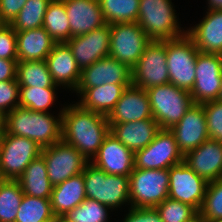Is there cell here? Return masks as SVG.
<instances>
[{"mask_svg":"<svg viewBox=\"0 0 222 222\" xmlns=\"http://www.w3.org/2000/svg\"><path fill=\"white\" fill-rule=\"evenodd\" d=\"M110 133L107 116L86 110L77 102L62 111V140L90 162Z\"/></svg>","mask_w":222,"mask_h":222,"instance_id":"1","label":"cell"},{"mask_svg":"<svg viewBox=\"0 0 222 222\" xmlns=\"http://www.w3.org/2000/svg\"><path fill=\"white\" fill-rule=\"evenodd\" d=\"M62 110L58 117L50 112L16 107L6 115L5 132L22 136L45 148L62 140Z\"/></svg>","mask_w":222,"mask_h":222,"instance_id":"2","label":"cell"},{"mask_svg":"<svg viewBox=\"0 0 222 222\" xmlns=\"http://www.w3.org/2000/svg\"><path fill=\"white\" fill-rule=\"evenodd\" d=\"M171 0H140L137 23L151 40L164 41L183 37Z\"/></svg>","mask_w":222,"mask_h":222,"instance_id":"3","label":"cell"},{"mask_svg":"<svg viewBox=\"0 0 222 222\" xmlns=\"http://www.w3.org/2000/svg\"><path fill=\"white\" fill-rule=\"evenodd\" d=\"M86 198L96 200L111 211L130 205L129 177L110 175L88 162L83 170ZM129 203V204H128Z\"/></svg>","mask_w":222,"mask_h":222,"instance_id":"4","label":"cell"},{"mask_svg":"<svg viewBox=\"0 0 222 222\" xmlns=\"http://www.w3.org/2000/svg\"><path fill=\"white\" fill-rule=\"evenodd\" d=\"M153 119L160 129H170L185 115L194 104L189 91L180 89L172 83L146 89Z\"/></svg>","mask_w":222,"mask_h":222,"instance_id":"5","label":"cell"},{"mask_svg":"<svg viewBox=\"0 0 222 222\" xmlns=\"http://www.w3.org/2000/svg\"><path fill=\"white\" fill-rule=\"evenodd\" d=\"M169 169H136L129 176L130 207L152 208L168 198Z\"/></svg>","mask_w":222,"mask_h":222,"instance_id":"6","label":"cell"},{"mask_svg":"<svg viewBox=\"0 0 222 222\" xmlns=\"http://www.w3.org/2000/svg\"><path fill=\"white\" fill-rule=\"evenodd\" d=\"M199 50L186 34L183 37L166 40V59L169 83L191 92L196 77V58Z\"/></svg>","mask_w":222,"mask_h":222,"instance_id":"7","label":"cell"},{"mask_svg":"<svg viewBox=\"0 0 222 222\" xmlns=\"http://www.w3.org/2000/svg\"><path fill=\"white\" fill-rule=\"evenodd\" d=\"M41 152L42 148L33 140L5 132L0 138L1 179L17 180Z\"/></svg>","mask_w":222,"mask_h":222,"instance_id":"8","label":"cell"},{"mask_svg":"<svg viewBox=\"0 0 222 222\" xmlns=\"http://www.w3.org/2000/svg\"><path fill=\"white\" fill-rule=\"evenodd\" d=\"M151 41L137 22L111 24L109 56L132 69Z\"/></svg>","mask_w":222,"mask_h":222,"instance_id":"9","label":"cell"},{"mask_svg":"<svg viewBox=\"0 0 222 222\" xmlns=\"http://www.w3.org/2000/svg\"><path fill=\"white\" fill-rule=\"evenodd\" d=\"M132 70V85L149 89L169 83L166 40H152Z\"/></svg>","mask_w":222,"mask_h":222,"instance_id":"10","label":"cell"},{"mask_svg":"<svg viewBox=\"0 0 222 222\" xmlns=\"http://www.w3.org/2000/svg\"><path fill=\"white\" fill-rule=\"evenodd\" d=\"M183 157L173 133L169 129H160L150 144L134 153V168L169 169L183 162Z\"/></svg>","mask_w":222,"mask_h":222,"instance_id":"11","label":"cell"},{"mask_svg":"<svg viewBox=\"0 0 222 222\" xmlns=\"http://www.w3.org/2000/svg\"><path fill=\"white\" fill-rule=\"evenodd\" d=\"M41 155L45 160L48 178L53 187L82 173L88 163L81 153L63 140L42 148Z\"/></svg>","mask_w":222,"mask_h":222,"instance_id":"12","label":"cell"},{"mask_svg":"<svg viewBox=\"0 0 222 222\" xmlns=\"http://www.w3.org/2000/svg\"><path fill=\"white\" fill-rule=\"evenodd\" d=\"M195 70L194 87L190 92L193 103L218 100L222 81V55L199 51Z\"/></svg>","mask_w":222,"mask_h":222,"instance_id":"13","label":"cell"},{"mask_svg":"<svg viewBox=\"0 0 222 222\" xmlns=\"http://www.w3.org/2000/svg\"><path fill=\"white\" fill-rule=\"evenodd\" d=\"M208 182L184 162L169 168L168 197L191 205L200 211Z\"/></svg>","mask_w":222,"mask_h":222,"instance_id":"14","label":"cell"},{"mask_svg":"<svg viewBox=\"0 0 222 222\" xmlns=\"http://www.w3.org/2000/svg\"><path fill=\"white\" fill-rule=\"evenodd\" d=\"M106 84H132V70L108 56L81 70L75 92L81 95L87 88Z\"/></svg>","mask_w":222,"mask_h":222,"instance_id":"15","label":"cell"},{"mask_svg":"<svg viewBox=\"0 0 222 222\" xmlns=\"http://www.w3.org/2000/svg\"><path fill=\"white\" fill-rule=\"evenodd\" d=\"M77 65L82 70L97 60L109 56L110 25L94 29L84 35L70 38L67 42Z\"/></svg>","mask_w":222,"mask_h":222,"instance_id":"16","label":"cell"},{"mask_svg":"<svg viewBox=\"0 0 222 222\" xmlns=\"http://www.w3.org/2000/svg\"><path fill=\"white\" fill-rule=\"evenodd\" d=\"M175 136L178 149L183 156L207 139L206 116L202 104H192L182 119L169 129Z\"/></svg>","mask_w":222,"mask_h":222,"instance_id":"17","label":"cell"},{"mask_svg":"<svg viewBox=\"0 0 222 222\" xmlns=\"http://www.w3.org/2000/svg\"><path fill=\"white\" fill-rule=\"evenodd\" d=\"M90 162L107 174L129 177L134 170V153L109 133Z\"/></svg>","mask_w":222,"mask_h":222,"instance_id":"18","label":"cell"},{"mask_svg":"<svg viewBox=\"0 0 222 222\" xmlns=\"http://www.w3.org/2000/svg\"><path fill=\"white\" fill-rule=\"evenodd\" d=\"M144 119H153L150 101L145 89L130 85L116 106L107 116L109 124H120Z\"/></svg>","mask_w":222,"mask_h":222,"instance_id":"19","label":"cell"},{"mask_svg":"<svg viewBox=\"0 0 222 222\" xmlns=\"http://www.w3.org/2000/svg\"><path fill=\"white\" fill-rule=\"evenodd\" d=\"M183 162L208 183L222 178V142L207 139L186 153Z\"/></svg>","mask_w":222,"mask_h":222,"instance_id":"20","label":"cell"},{"mask_svg":"<svg viewBox=\"0 0 222 222\" xmlns=\"http://www.w3.org/2000/svg\"><path fill=\"white\" fill-rule=\"evenodd\" d=\"M47 66L53 82L75 91L81 76V69L73 57L71 48L66 42L56 43L46 57Z\"/></svg>","mask_w":222,"mask_h":222,"instance_id":"21","label":"cell"},{"mask_svg":"<svg viewBox=\"0 0 222 222\" xmlns=\"http://www.w3.org/2000/svg\"><path fill=\"white\" fill-rule=\"evenodd\" d=\"M70 24V38L104 26L99 0H64Z\"/></svg>","mask_w":222,"mask_h":222,"instance_id":"22","label":"cell"},{"mask_svg":"<svg viewBox=\"0 0 222 222\" xmlns=\"http://www.w3.org/2000/svg\"><path fill=\"white\" fill-rule=\"evenodd\" d=\"M207 10L200 23L187 29V35L200 52L222 55V9Z\"/></svg>","mask_w":222,"mask_h":222,"instance_id":"23","label":"cell"},{"mask_svg":"<svg viewBox=\"0 0 222 222\" xmlns=\"http://www.w3.org/2000/svg\"><path fill=\"white\" fill-rule=\"evenodd\" d=\"M109 125L110 133L133 153L150 144L160 130L154 119Z\"/></svg>","mask_w":222,"mask_h":222,"instance_id":"24","label":"cell"},{"mask_svg":"<svg viewBox=\"0 0 222 222\" xmlns=\"http://www.w3.org/2000/svg\"><path fill=\"white\" fill-rule=\"evenodd\" d=\"M16 40L18 62L46 60L57 43L43 27L17 31Z\"/></svg>","mask_w":222,"mask_h":222,"instance_id":"25","label":"cell"},{"mask_svg":"<svg viewBox=\"0 0 222 222\" xmlns=\"http://www.w3.org/2000/svg\"><path fill=\"white\" fill-rule=\"evenodd\" d=\"M86 199L83 172L74 175L52 188L51 207L55 217L61 218Z\"/></svg>","mask_w":222,"mask_h":222,"instance_id":"26","label":"cell"},{"mask_svg":"<svg viewBox=\"0 0 222 222\" xmlns=\"http://www.w3.org/2000/svg\"><path fill=\"white\" fill-rule=\"evenodd\" d=\"M132 84H106L87 88L77 102L82 108L108 116L121 98L123 91Z\"/></svg>","mask_w":222,"mask_h":222,"instance_id":"27","label":"cell"},{"mask_svg":"<svg viewBox=\"0 0 222 222\" xmlns=\"http://www.w3.org/2000/svg\"><path fill=\"white\" fill-rule=\"evenodd\" d=\"M17 181L25 195L50 199L53 186L48 178L46 163L42 155L26 167Z\"/></svg>","mask_w":222,"mask_h":222,"instance_id":"28","label":"cell"},{"mask_svg":"<svg viewBox=\"0 0 222 222\" xmlns=\"http://www.w3.org/2000/svg\"><path fill=\"white\" fill-rule=\"evenodd\" d=\"M16 79L20 87H58L53 82L46 60L17 62Z\"/></svg>","mask_w":222,"mask_h":222,"instance_id":"29","label":"cell"},{"mask_svg":"<svg viewBox=\"0 0 222 222\" xmlns=\"http://www.w3.org/2000/svg\"><path fill=\"white\" fill-rule=\"evenodd\" d=\"M42 27L57 43L70 39V24L64 0H52L49 3Z\"/></svg>","mask_w":222,"mask_h":222,"instance_id":"30","label":"cell"},{"mask_svg":"<svg viewBox=\"0 0 222 222\" xmlns=\"http://www.w3.org/2000/svg\"><path fill=\"white\" fill-rule=\"evenodd\" d=\"M50 199L23 195L15 222H55Z\"/></svg>","mask_w":222,"mask_h":222,"instance_id":"31","label":"cell"},{"mask_svg":"<svg viewBox=\"0 0 222 222\" xmlns=\"http://www.w3.org/2000/svg\"><path fill=\"white\" fill-rule=\"evenodd\" d=\"M140 0H99L105 23L137 22Z\"/></svg>","mask_w":222,"mask_h":222,"instance_id":"32","label":"cell"},{"mask_svg":"<svg viewBox=\"0 0 222 222\" xmlns=\"http://www.w3.org/2000/svg\"><path fill=\"white\" fill-rule=\"evenodd\" d=\"M52 0H27L23 8L9 24L16 32L43 26L45 12Z\"/></svg>","mask_w":222,"mask_h":222,"instance_id":"33","label":"cell"},{"mask_svg":"<svg viewBox=\"0 0 222 222\" xmlns=\"http://www.w3.org/2000/svg\"><path fill=\"white\" fill-rule=\"evenodd\" d=\"M23 195L17 180H0V222H15Z\"/></svg>","mask_w":222,"mask_h":222,"instance_id":"34","label":"cell"},{"mask_svg":"<svg viewBox=\"0 0 222 222\" xmlns=\"http://www.w3.org/2000/svg\"><path fill=\"white\" fill-rule=\"evenodd\" d=\"M56 87H20L19 106L38 112H49L56 101Z\"/></svg>","mask_w":222,"mask_h":222,"instance_id":"35","label":"cell"},{"mask_svg":"<svg viewBox=\"0 0 222 222\" xmlns=\"http://www.w3.org/2000/svg\"><path fill=\"white\" fill-rule=\"evenodd\" d=\"M109 207L86 198L81 204L68 211L61 219L65 222H107Z\"/></svg>","mask_w":222,"mask_h":222,"instance_id":"36","label":"cell"},{"mask_svg":"<svg viewBox=\"0 0 222 222\" xmlns=\"http://www.w3.org/2000/svg\"><path fill=\"white\" fill-rule=\"evenodd\" d=\"M199 216L205 222L222 220V178L208 183Z\"/></svg>","mask_w":222,"mask_h":222,"instance_id":"37","label":"cell"},{"mask_svg":"<svg viewBox=\"0 0 222 222\" xmlns=\"http://www.w3.org/2000/svg\"><path fill=\"white\" fill-rule=\"evenodd\" d=\"M155 208L163 222H191L199 215V212L191 205L169 197Z\"/></svg>","mask_w":222,"mask_h":222,"instance_id":"38","label":"cell"},{"mask_svg":"<svg viewBox=\"0 0 222 222\" xmlns=\"http://www.w3.org/2000/svg\"><path fill=\"white\" fill-rule=\"evenodd\" d=\"M207 123L209 139L222 142V101L215 100L202 104Z\"/></svg>","mask_w":222,"mask_h":222,"instance_id":"39","label":"cell"},{"mask_svg":"<svg viewBox=\"0 0 222 222\" xmlns=\"http://www.w3.org/2000/svg\"><path fill=\"white\" fill-rule=\"evenodd\" d=\"M20 86L16 80L0 82V112L7 115L19 107Z\"/></svg>","mask_w":222,"mask_h":222,"instance_id":"40","label":"cell"},{"mask_svg":"<svg viewBox=\"0 0 222 222\" xmlns=\"http://www.w3.org/2000/svg\"><path fill=\"white\" fill-rule=\"evenodd\" d=\"M0 58L17 60L16 31L9 24L0 26Z\"/></svg>","mask_w":222,"mask_h":222,"instance_id":"41","label":"cell"},{"mask_svg":"<svg viewBox=\"0 0 222 222\" xmlns=\"http://www.w3.org/2000/svg\"><path fill=\"white\" fill-rule=\"evenodd\" d=\"M123 222H163L155 207L135 208L130 207Z\"/></svg>","mask_w":222,"mask_h":222,"instance_id":"42","label":"cell"},{"mask_svg":"<svg viewBox=\"0 0 222 222\" xmlns=\"http://www.w3.org/2000/svg\"><path fill=\"white\" fill-rule=\"evenodd\" d=\"M27 0H0V20L3 24H10Z\"/></svg>","mask_w":222,"mask_h":222,"instance_id":"43","label":"cell"},{"mask_svg":"<svg viewBox=\"0 0 222 222\" xmlns=\"http://www.w3.org/2000/svg\"><path fill=\"white\" fill-rule=\"evenodd\" d=\"M17 62L0 58V82L16 80Z\"/></svg>","mask_w":222,"mask_h":222,"instance_id":"44","label":"cell"},{"mask_svg":"<svg viewBox=\"0 0 222 222\" xmlns=\"http://www.w3.org/2000/svg\"><path fill=\"white\" fill-rule=\"evenodd\" d=\"M208 9H222V0H207Z\"/></svg>","mask_w":222,"mask_h":222,"instance_id":"45","label":"cell"},{"mask_svg":"<svg viewBox=\"0 0 222 222\" xmlns=\"http://www.w3.org/2000/svg\"><path fill=\"white\" fill-rule=\"evenodd\" d=\"M6 115L0 112V138L5 133Z\"/></svg>","mask_w":222,"mask_h":222,"instance_id":"46","label":"cell"},{"mask_svg":"<svg viewBox=\"0 0 222 222\" xmlns=\"http://www.w3.org/2000/svg\"><path fill=\"white\" fill-rule=\"evenodd\" d=\"M191 222H205L199 215L193 219Z\"/></svg>","mask_w":222,"mask_h":222,"instance_id":"47","label":"cell"},{"mask_svg":"<svg viewBox=\"0 0 222 222\" xmlns=\"http://www.w3.org/2000/svg\"><path fill=\"white\" fill-rule=\"evenodd\" d=\"M218 100H219V101H222V81H221L220 93H219Z\"/></svg>","mask_w":222,"mask_h":222,"instance_id":"48","label":"cell"},{"mask_svg":"<svg viewBox=\"0 0 222 222\" xmlns=\"http://www.w3.org/2000/svg\"><path fill=\"white\" fill-rule=\"evenodd\" d=\"M55 222H65V221H63L61 218H58V219H56Z\"/></svg>","mask_w":222,"mask_h":222,"instance_id":"49","label":"cell"},{"mask_svg":"<svg viewBox=\"0 0 222 222\" xmlns=\"http://www.w3.org/2000/svg\"><path fill=\"white\" fill-rule=\"evenodd\" d=\"M210 222H222V220H217V221H210Z\"/></svg>","mask_w":222,"mask_h":222,"instance_id":"50","label":"cell"}]
</instances>
